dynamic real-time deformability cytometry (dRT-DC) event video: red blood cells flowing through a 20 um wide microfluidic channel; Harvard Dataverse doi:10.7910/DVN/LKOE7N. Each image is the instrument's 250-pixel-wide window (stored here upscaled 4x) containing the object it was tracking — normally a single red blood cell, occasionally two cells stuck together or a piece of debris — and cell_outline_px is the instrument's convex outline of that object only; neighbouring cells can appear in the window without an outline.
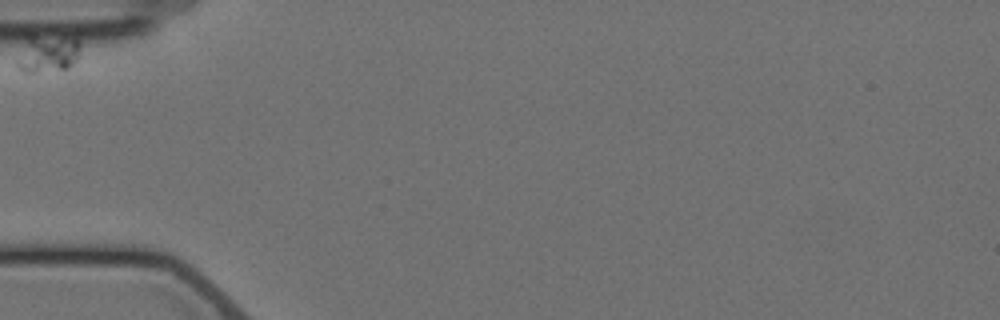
{"species": "Egyptian fruit bat (a non-hibernating species)", "species_latin": "Rousettus aegyptiacus", "temperature_condition": "cold", "stored_images_in_passage": 8, "camera_frame_rate_fps": 3000, "um_per_image_px": 0.085, "animal": {"sex": "female"}, "frame": {"image": 1, "passage_image": 1, "time_ms": 0.0, "image_size_px": [1000, 320], "cell_outline_px": [[80, 44], [76, 56], [72, 64], [68, 68], [36, 72], [24, 72], [16, 68], [16, 60], [28, 36], [76, 32], [80, 40]], "centroid_in_image_um": [4.11, 4.45], "position_along_channel_um": 80.9, "area_um2": 14.57}}
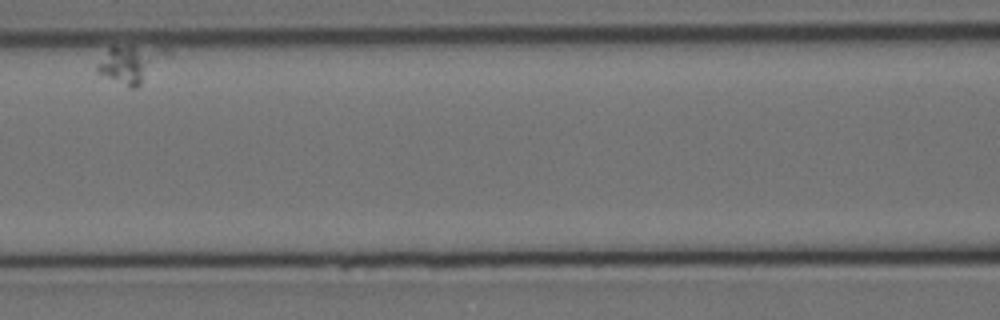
{"frame": {"image": 2, "passage_image": 5, "time_ms": 4.667, "image_size_px": [1000, 320], "cell_outline_px": [[172, 56], [136, 88], [128, 88], [96, 72], [96, 64], [108, 48], [132, 44], [168, 48], [172, 52]], "centroid_in_image_um": [11.21, 5.39], "position_along_channel_um": 155.4, "area_um2": 16.07}}
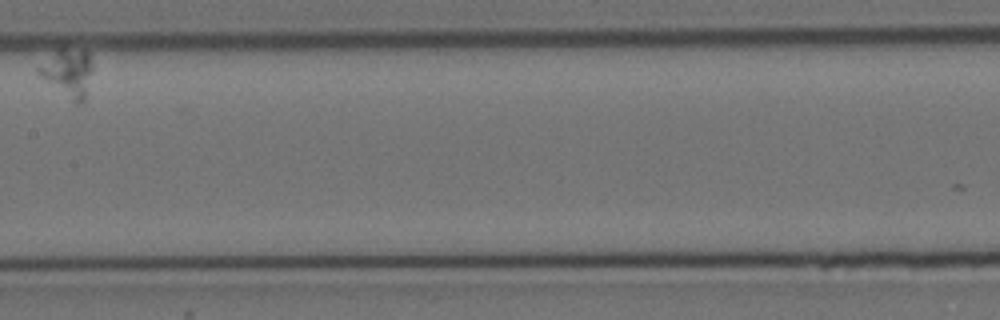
{"frame": {"image": 3, "passage_image": 7, "time_ms": 7.0, "image_size_px": [1000, 320], "cell_outline_px": [[92, 72], [84, 100], [80, 104], [76, 104], [40, 76], [36, 72], [36, 68], [60, 44], [88, 52], [92, 60]], "centroid_in_image_um": [5.77, 6.1], "position_along_channel_um": 201.6, "area_um2": 15.43}}